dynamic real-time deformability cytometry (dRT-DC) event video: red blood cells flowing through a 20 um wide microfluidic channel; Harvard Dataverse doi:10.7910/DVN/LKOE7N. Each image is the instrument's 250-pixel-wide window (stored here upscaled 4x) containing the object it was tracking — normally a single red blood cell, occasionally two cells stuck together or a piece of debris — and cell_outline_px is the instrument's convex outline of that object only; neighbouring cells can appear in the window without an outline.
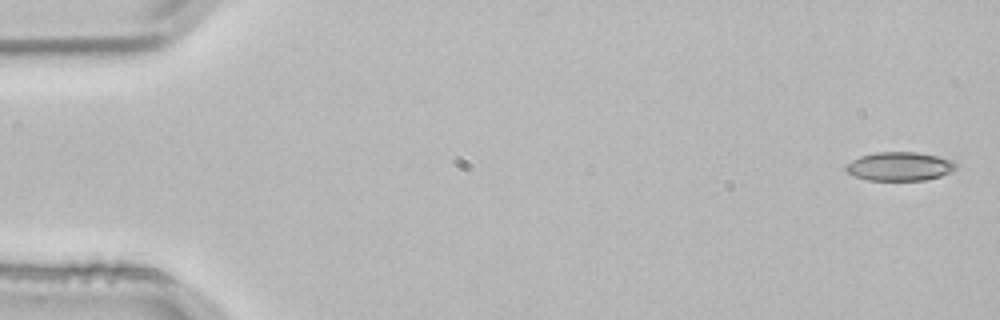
{"species": "common noctule bat (a hibernating species)", "species_latin": "Nyctalus noctula", "temperature_condition": "room temperature", "stored_images_in_passage": 4, "camera_frame_rate_fps": 3000, "um_per_image_px": 0.085, "animal": {"sex": "male", "body_mass_g": 21.5, "forearm_length_mm": 52.0}, "frame": {"image": 1, "passage_image": 1, "time_ms": 0.0, "image_size_px": [1000, 320], "cell_outline_px": [[956, 168], [952, 172], [940, 176], [924, 180], [868, 180], [856, 176], [848, 172], [844, 168], [852, 160], [860, 156], [876, 152], [916, 152], [936, 156], [952, 160], [956, 164]], "centroid_in_image_um": [76.48, 14.14], "position_along_channel_um": 8.5, "area_um2": 18.26}}
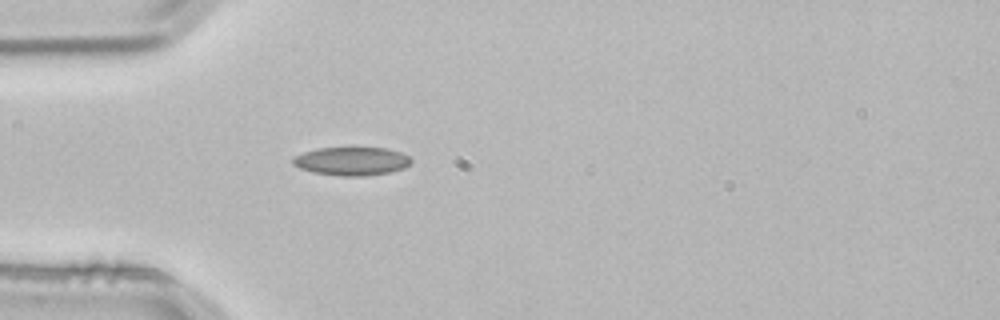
{"frame": {"image": 2, "passage_image": 4, "time_ms": 1.0, "image_size_px": [1000, 320], "cell_outline_px": [[412, 160], [404, 168], [388, 172], [368, 176], [340, 176], [312, 172], [300, 168], [292, 164], [292, 156], [316, 148], [384, 148], [400, 152], [408, 156]], "centroid_in_image_um": [29.84, 13.7], "position_along_channel_um": 55.2, "area_um2": 19.54}}